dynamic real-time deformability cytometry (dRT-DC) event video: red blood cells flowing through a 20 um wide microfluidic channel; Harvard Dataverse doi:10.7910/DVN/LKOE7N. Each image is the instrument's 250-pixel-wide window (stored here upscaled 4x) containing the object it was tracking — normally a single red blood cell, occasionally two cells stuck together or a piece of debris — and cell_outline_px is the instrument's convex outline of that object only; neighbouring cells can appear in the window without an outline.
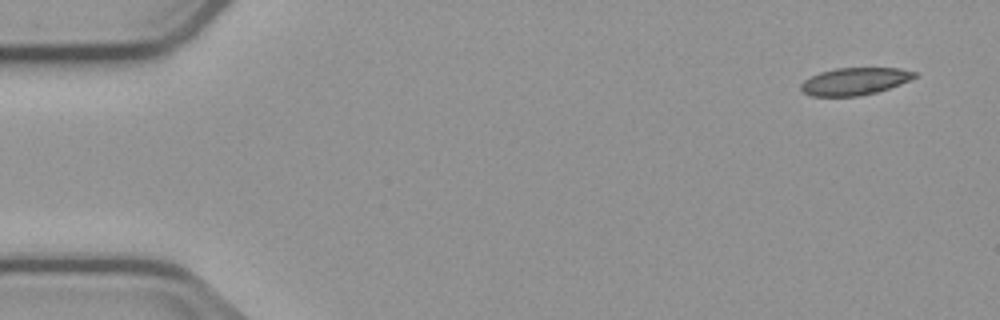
{"species": "common noctule bat (a hibernating species)", "species_latin": "Nyctalus noctula", "temperature_condition": "cold", "stored_images_in_passage": 5, "camera_frame_rate_fps": 3000, "um_per_image_px": 0.085, "animal": {"sex": "male", "body_mass_g": 23.1, "forearm_length_mm": 52.7}, "frame": {"image": 1, "passage_image": 1, "time_ms": 0.0, "image_size_px": [1000, 320], "cell_outline_px": [[916, 76], [900, 84], [876, 92], [860, 96], [812, 96], [804, 92], [800, 88], [800, 84], [804, 80], [820, 72], [836, 68], [900, 68], [916, 72]], "centroid_in_image_um": [72.63, 6.91], "position_along_channel_um": 12.4, "area_um2": 17.92}}
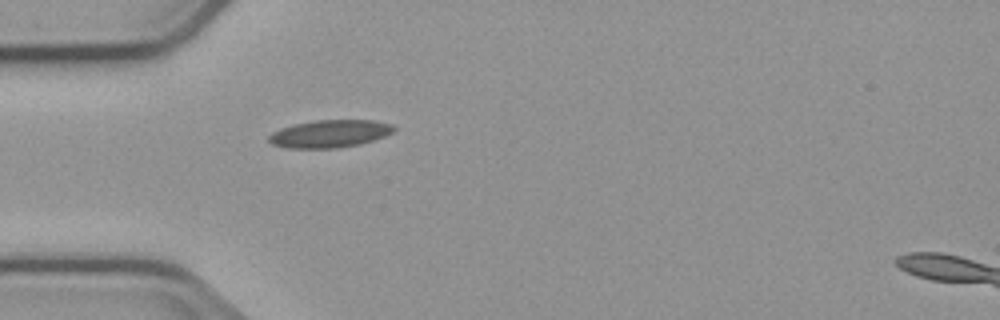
{"frame": {"image": 2, "passage_image": 5, "time_ms": 4.333, "image_size_px": [1000, 320], "cell_outline_px": [[396, 128], [392, 132], [384, 136], [360, 144], [336, 148], [288, 148], [272, 144], [268, 140], [268, 136], [272, 132], [280, 128], [296, 124], [316, 120], [372, 120], [392, 124]], "centroid_in_image_um": [28.01, 11.36], "position_along_channel_um": 57.0, "area_um2": 20.0}}